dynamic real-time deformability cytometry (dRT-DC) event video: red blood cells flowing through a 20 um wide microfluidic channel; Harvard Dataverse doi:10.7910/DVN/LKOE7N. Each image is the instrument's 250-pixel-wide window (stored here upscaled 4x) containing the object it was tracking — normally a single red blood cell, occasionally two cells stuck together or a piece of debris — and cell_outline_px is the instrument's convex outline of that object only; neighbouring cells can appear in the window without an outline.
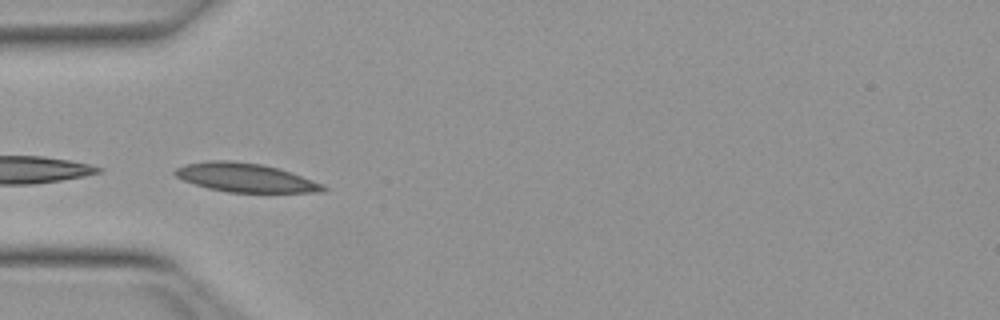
{"species": "Egyptian fruit bat (a non-hibernating species)", "species_latin": "Rousettus aegyptiacus", "temperature_condition": "warm", "stored_images_in_passage": 8, "camera_frame_rate_fps": 3000, "um_per_image_px": 0.085, "animal": {"sex": "female"}, "frame": {"image": 1, "passage_image": 1, "time_ms": 0.0, "image_size_px": [1000, 320], "cell_outline_px": [[328, 188], [324, 192], [228, 192], [208, 188], [184, 180], [176, 176], [172, 172], [176, 168], [184, 164], [208, 160], [232, 160], [260, 164], [276, 168], [324, 184]], "centroid_in_image_um": [20.82, 15.09], "position_along_channel_um": 64.2, "area_um2": 24.62}}
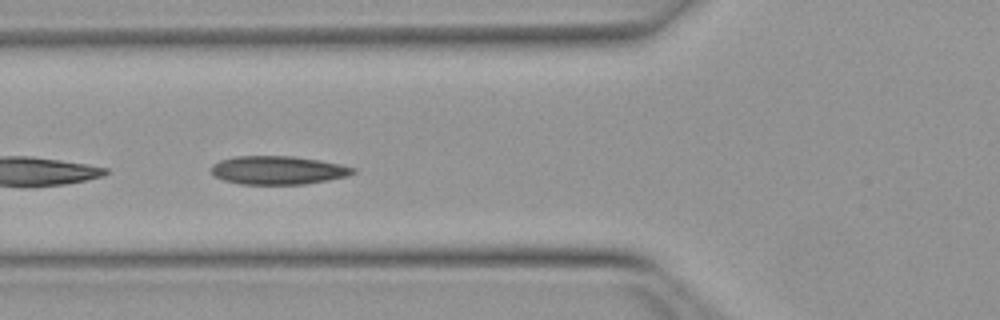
{"frame": {"image": 2, "passage_image": 4, "time_ms": 1.0, "image_size_px": [1000, 320], "cell_outline_px": [[356, 172], [348, 176], [328, 180], [304, 184], [240, 184], [224, 180], [216, 176], [212, 172], [212, 164], [220, 160], [236, 156], [292, 156], [320, 160], [340, 164], [356, 168]], "centroid_in_image_um": [23.66, 14.46], "position_along_channel_um": 102.1, "area_um2": 23.47}}